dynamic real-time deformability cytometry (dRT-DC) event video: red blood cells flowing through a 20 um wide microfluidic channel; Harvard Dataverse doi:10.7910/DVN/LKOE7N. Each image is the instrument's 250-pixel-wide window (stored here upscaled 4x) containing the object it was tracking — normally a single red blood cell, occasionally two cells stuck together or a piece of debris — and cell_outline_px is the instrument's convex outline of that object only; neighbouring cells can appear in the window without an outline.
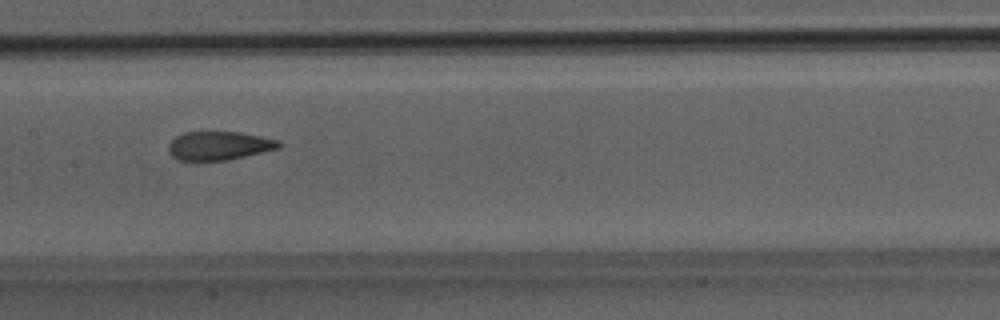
{"species": "Egyptian fruit bat (a non-hibernating species)", "species_latin": "Rousettus aegyptiacus", "temperature_condition": "room temperature", "stored_images_in_passage": 39, "camera_frame_rate_fps": 3000, "um_per_image_px": 0.085, "animal": {"sex": "male"}, "frame": {"image": 1, "passage_image": 18, "time_ms": 5.667, "image_size_px": [1000, 320], "cell_outline_px": [[284, 144], [280, 148], [228, 160], [176, 160], [168, 152], [168, 144], [176, 136], [184, 132], [240, 132], [280, 140]], "centroid_in_image_um": [18.64, 12.38], "position_along_channel_um": 188.8, "area_um2": 18.55}}
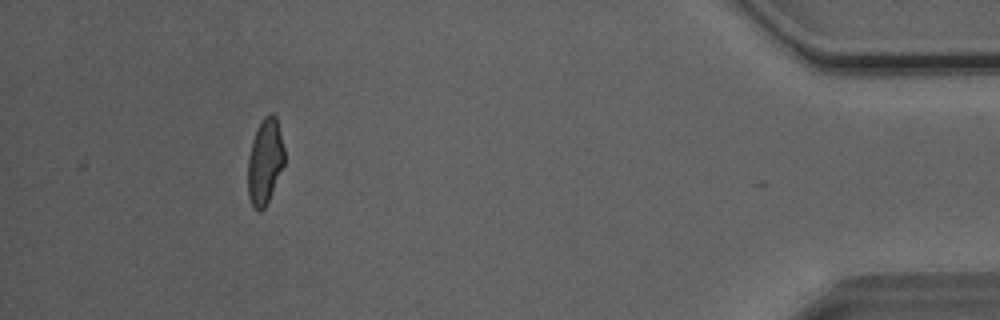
{"frame": {"image": 2, "passage_image": 39, "time_ms": 12.667, "image_size_px": [1000, 320], "cell_outline_px": [[284, 164], [268, 200], [264, 208], [260, 212], [252, 204], [248, 196], [248, 156], [252, 140], [256, 128], [264, 116], [268, 112], [272, 112], [276, 116], [284, 148]], "centroid_in_image_um": [22.51, 13.67], "position_along_channel_um": 412.7, "area_um2": 18.15}, "authors_computed_cell_mechanics": {"area_um2": 19.1896, "velocity_mm_per_s": 4.0765, "shape_relaxation_time_tau1_ms": 8.8964, "shape_relaxation_time_tau2_ms": 1.5316, "deformation_change_tau1": 0.2169, "deformation_change_tau2": 0.0798}}